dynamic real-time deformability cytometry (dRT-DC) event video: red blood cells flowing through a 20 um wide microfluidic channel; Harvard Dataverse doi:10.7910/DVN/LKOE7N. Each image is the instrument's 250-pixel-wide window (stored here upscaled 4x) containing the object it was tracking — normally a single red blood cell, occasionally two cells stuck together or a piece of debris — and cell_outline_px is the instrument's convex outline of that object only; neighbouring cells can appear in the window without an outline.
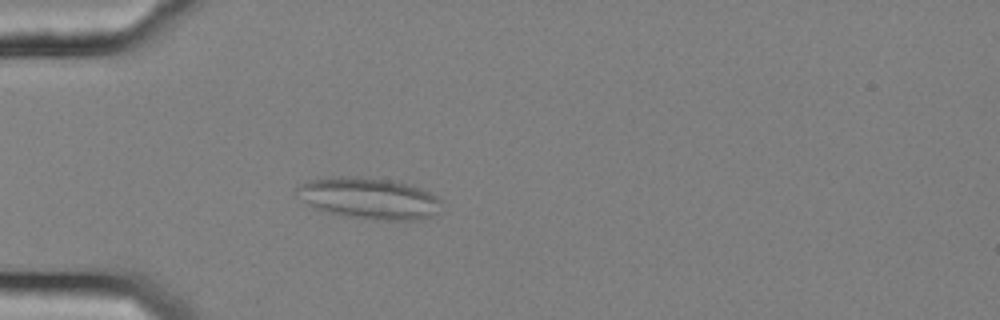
{"species": "common noctule bat (a hibernating species)", "species_latin": "Nyctalus noctula", "temperature_condition": "cold", "stored_images_in_passage": 51, "camera_frame_rate_fps": 3000, "um_per_image_px": 0.085, "animal": {"sex": "female", "body_mass_g": 25.1}, "frame": {"image": 1, "passage_image": 12, "time_ms": 3.667, "image_size_px": [1000, 320], "cell_outline_px": [[440, 212], [432, 216], [416, 220], [380, 220], [344, 216], [312, 208], [304, 200], [296, 188], [300, 184], [312, 180], [388, 180], [420, 188], [436, 196], [440, 200]], "centroid_in_image_um": [31.46, 16.94], "position_along_channel_um": 53.5, "area_um2": 33.06}}
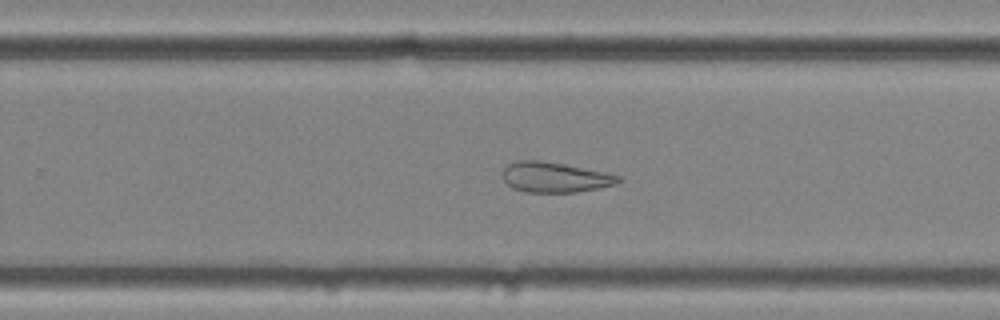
{"frame": {"image": 2, "passage_image": 32, "time_ms": 10.333, "image_size_px": [1000, 320], "cell_outline_px": [[624, 180], [616, 184], [600, 188], [576, 192], [524, 192], [512, 188], [504, 180], [504, 168], [508, 164], [516, 160], [536, 160], [564, 164], [604, 172], [620, 176]], "centroid_in_image_um": [47.18, 15.07], "position_along_channel_um": 282.6, "area_um2": 20.35}}
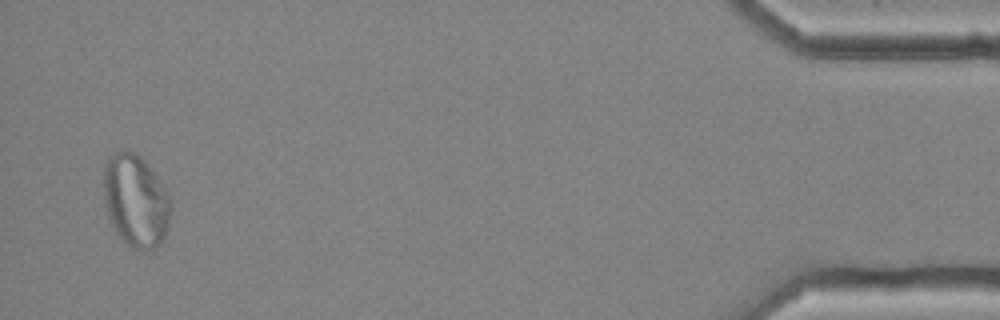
{"frame": {"image": 3, "passage_image": 50, "time_ms": 16.333, "image_size_px": [1000, 320], "cell_outline_px": [[172, 208], [168, 224], [164, 236], [160, 244], [156, 248], [144, 252], [132, 248], [116, 232], [108, 216], [104, 200], [104, 164], [116, 152], [136, 152], [144, 160], [168, 192], [172, 200]], "centroid_in_image_um": [11.56, 17.1], "position_along_channel_um": 423.6, "area_um2": 36.13}, "authors_computed_cell_mechanics": {"area_um2": 27.9174, "velocity_mm_per_s": 3.6155, "shape_relaxation_time_tau1_ms": null, "shape_relaxation_time_tau2_ms": 4.0151, "deformation_change_tau1": null, "deformation_change_tau2": 0.1273}}